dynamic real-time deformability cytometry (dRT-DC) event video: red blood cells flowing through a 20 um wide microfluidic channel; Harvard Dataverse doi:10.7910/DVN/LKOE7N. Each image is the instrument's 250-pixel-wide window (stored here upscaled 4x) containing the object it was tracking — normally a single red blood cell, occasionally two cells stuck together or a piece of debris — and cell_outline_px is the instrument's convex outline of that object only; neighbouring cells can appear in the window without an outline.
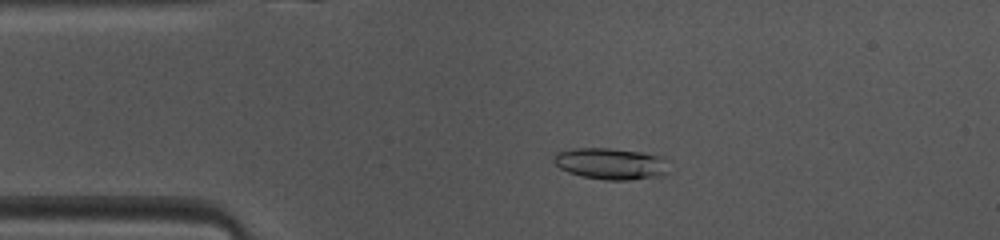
{"species": "common noctule bat (a hibernating species)", "species_latin": "Nyctalus noctula", "temperature_condition": "warm", "stored_images_in_passage": 47, "camera_frame_rate_fps": 3000, "um_per_image_px": 0.085, "animal": {"sex": "female", "body_mass_g": 10.0, "forearm_length_mm": 53.1}, "frame": {"image": 1, "passage_image": 9, "time_ms": 2.667, "image_size_px": [1000, 240], "cell_outline_px": [[672, 160], [668, 176], [628, 180], [604, 180], [584, 176], [568, 172], [560, 168], [552, 160], [552, 156], [556, 152], [572, 148], [612, 148], [644, 152], [660, 156]], "centroid_in_image_um": [52.03, 13.91], "position_along_channel_um": 33.0, "area_um2": 21.91}}
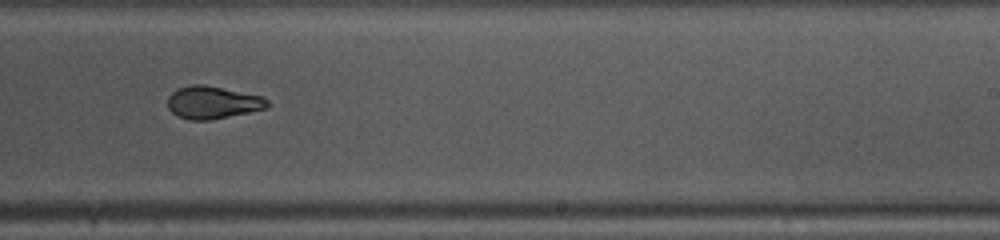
{"frame": {"image": 2, "passage_image": 28, "time_ms": 9.0, "image_size_px": [1000, 240], "cell_outline_px": [[272, 104], [264, 108], [248, 112], [212, 120], [188, 120], [176, 116], [168, 108], [168, 96], [176, 88], [192, 84], [200, 84], [264, 96]], "centroid_in_image_um": [18.05, 8.71], "position_along_channel_um": 270.9, "area_um2": 19.02}}
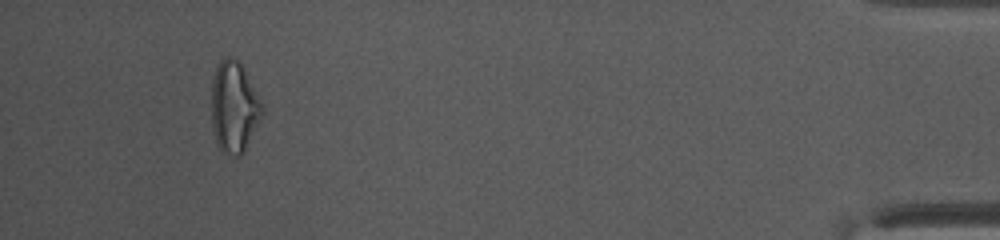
{"frame": {"image": 3, "passage_image": 44, "time_ms": 14.333, "image_size_px": [1000, 240], "cell_outline_px": [[264, 112], [240, 156], [236, 156], [220, 152], [216, 140], [212, 124], [212, 80], [216, 68], [220, 60], [224, 56], [232, 56], [240, 60], [264, 108]], "centroid_in_image_um": [19.88, 9.05], "position_along_channel_um": 415.3, "area_um2": 26.76}, "authors_computed_cell_mechanics": {"area_um2": 19.9988, "velocity_mm_per_s": 4.1258, "shape_relaxation_time_tau1_ms": 9.8571, "shape_relaxation_time_tau2_ms": 1.6002, "deformation_change_tau1": 0.2537, "deformation_change_tau2": 0.0752}}